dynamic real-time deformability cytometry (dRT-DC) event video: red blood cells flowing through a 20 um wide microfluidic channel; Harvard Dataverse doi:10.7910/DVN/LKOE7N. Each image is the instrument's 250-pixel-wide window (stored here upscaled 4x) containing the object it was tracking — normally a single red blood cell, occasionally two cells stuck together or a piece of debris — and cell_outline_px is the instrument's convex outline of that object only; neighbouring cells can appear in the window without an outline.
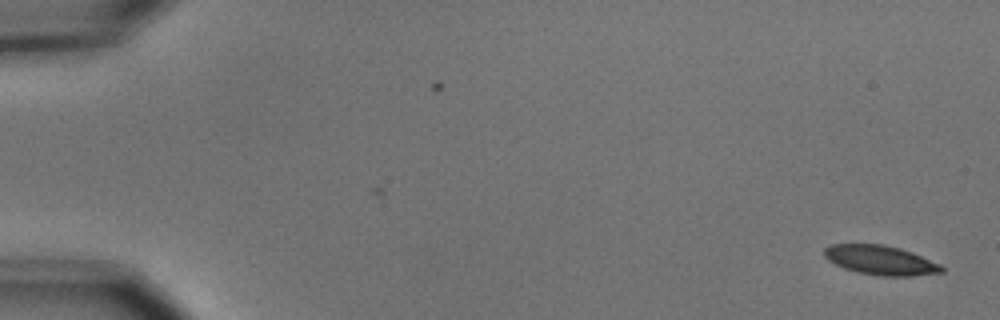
{"species": "common noctule bat (a hibernating species)", "species_latin": "Nyctalus noctula", "temperature_condition": "cold", "stored_images_in_passage": 54, "camera_frame_rate_fps": 3000, "um_per_image_px": 0.085, "animal": {"sex": "male", "body_mass_g": 15.6}, "frame": {"image": 1, "passage_image": 1, "time_ms": 0.0, "image_size_px": [1000, 320], "cell_outline_px": [[944, 272], [912, 276], [880, 276], [856, 272], [844, 268], [828, 260], [824, 256], [824, 248], [832, 244], [884, 244], [900, 248], [912, 252], [940, 264], [944, 268]], "centroid_in_image_um": [74.85, 22.11], "position_along_channel_um": 10.2, "area_um2": 20.17}}
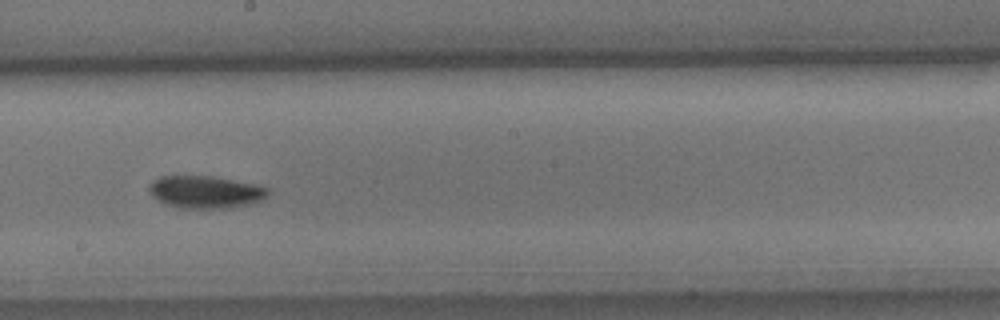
{"frame": {"image": 2, "passage_image": 31, "time_ms": 10.0, "image_size_px": [1000, 320], "cell_outline_px": [[268, 192], [256, 204], [228, 208], [180, 208], [156, 200], [152, 196], [148, 188], [148, 184], [152, 180], [160, 176], [212, 176], [256, 184], [268, 188]], "centroid_in_image_um": [17.44, 16.32], "position_along_channel_um": 230.8, "area_um2": 22.6}}
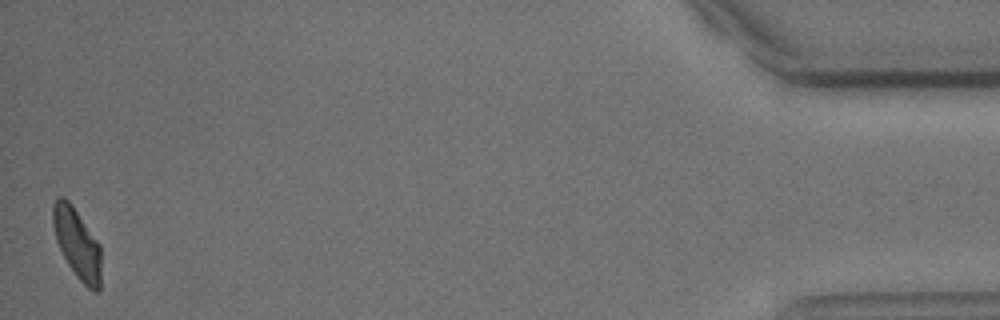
{"frame": {"image": 3, "passage_image": 54, "time_ms": 17.667, "image_size_px": [1000, 320], "cell_outline_px": [[100, 292], [96, 292], [88, 288], [76, 276], [68, 264], [56, 240], [52, 224], [52, 204], [60, 196], [64, 196], [72, 204], [100, 244]], "centroid_in_image_um": [6.54, 20.68], "position_along_channel_um": 428.7, "area_um2": 19.71}, "authors_computed_cell_mechanics": {"area_um2": 21.1548, "velocity_mm_per_s": 3.6726, "shape_relaxation_time_tau1_ms": 3.4014, "shape_relaxation_time_tau2_ms": null, "deformation_change_tau1": 0.104, "deformation_change_tau2": null}}